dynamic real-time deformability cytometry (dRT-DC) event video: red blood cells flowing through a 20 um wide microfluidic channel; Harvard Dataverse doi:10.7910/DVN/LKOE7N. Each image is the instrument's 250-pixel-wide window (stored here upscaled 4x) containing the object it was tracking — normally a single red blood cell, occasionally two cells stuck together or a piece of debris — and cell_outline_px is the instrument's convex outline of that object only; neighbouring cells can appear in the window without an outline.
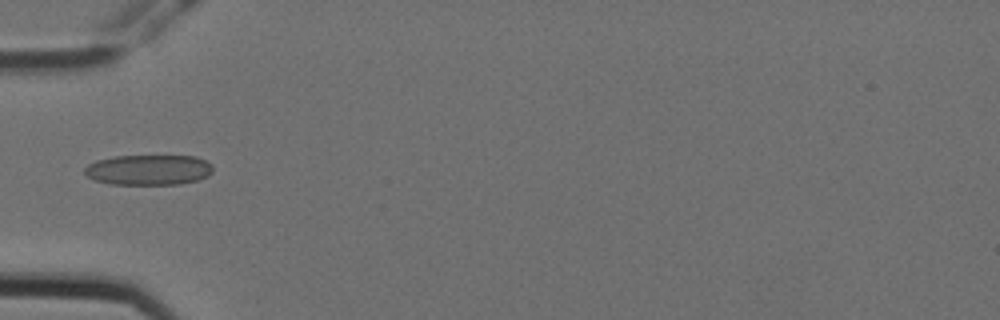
{"species": "Egyptian fruit bat (a non-hibernating species)", "species_latin": "Rousettus aegyptiacus", "temperature_condition": "cold", "stored_images_in_passage": 5, "camera_frame_rate_fps": 3000, "um_per_image_px": 0.085, "animal": {"sex": "female"}, "frame": {"image": 1, "passage_image": 5, "time_ms": 1.333, "image_size_px": [1000, 320], "cell_outline_px": [[212, 172], [208, 176], [196, 180], [180, 184], [112, 184], [96, 180], [88, 176], [84, 172], [84, 168], [88, 164], [96, 160], [112, 156], [196, 156], [212, 164]], "centroid_in_image_um": [12.63, 14.43], "position_along_channel_um": 72.4, "area_um2": 22.66}}